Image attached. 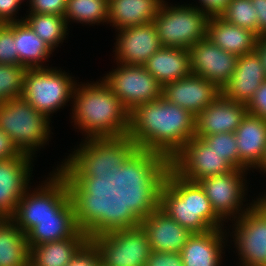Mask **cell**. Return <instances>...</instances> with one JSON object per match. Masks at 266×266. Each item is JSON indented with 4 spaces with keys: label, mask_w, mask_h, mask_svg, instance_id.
<instances>
[{
    "label": "cell",
    "mask_w": 266,
    "mask_h": 266,
    "mask_svg": "<svg viewBox=\"0 0 266 266\" xmlns=\"http://www.w3.org/2000/svg\"><path fill=\"white\" fill-rule=\"evenodd\" d=\"M153 166L128 135L85 139L57 167L74 194L95 207H118L145 194Z\"/></svg>",
    "instance_id": "cell-1"
},
{
    "label": "cell",
    "mask_w": 266,
    "mask_h": 266,
    "mask_svg": "<svg viewBox=\"0 0 266 266\" xmlns=\"http://www.w3.org/2000/svg\"><path fill=\"white\" fill-rule=\"evenodd\" d=\"M195 134L196 117L163 97L129 114L127 135L152 166L168 164Z\"/></svg>",
    "instance_id": "cell-2"
},
{
    "label": "cell",
    "mask_w": 266,
    "mask_h": 266,
    "mask_svg": "<svg viewBox=\"0 0 266 266\" xmlns=\"http://www.w3.org/2000/svg\"><path fill=\"white\" fill-rule=\"evenodd\" d=\"M145 194L191 233H204L224 226L201 186L181 178L167 164L153 166Z\"/></svg>",
    "instance_id": "cell-3"
},
{
    "label": "cell",
    "mask_w": 266,
    "mask_h": 266,
    "mask_svg": "<svg viewBox=\"0 0 266 266\" xmlns=\"http://www.w3.org/2000/svg\"><path fill=\"white\" fill-rule=\"evenodd\" d=\"M90 240L98 248L101 266H145L151 253L142 227L121 207H96Z\"/></svg>",
    "instance_id": "cell-4"
},
{
    "label": "cell",
    "mask_w": 266,
    "mask_h": 266,
    "mask_svg": "<svg viewBox=\"0 0 266 266\" xmlns=\"http://www.w3.org/2000/svg\"><path fill=\"white\" fill-rule=\"evenodd\" d=\"M99 82L76 84L71 100L74 125L86 133L85 139L126 136L130 112L103 79Z\"/></svg>",
    "instance_id": "cell-5"
},
{
    "label": "cell",
    "mask_w": 266,
    "mask_h": 266,
    "mask_svg": "<svg viewBox=\"0 0 266 266\" xmlns=\"http://www.w3.org/2000/svg\"><path fill=\"white\" fill-rule=\"evenodd\" d=\"M51 176L47 178L49 181L45 180L44 185H40L32 193L27 189L17 203L11 219L25 235L40 220L55 218L77 196L71 190L67 177L59 169Z\"/></svg>",
    "instance_id": "cell-6"
},
{
    "label": "cell",
    "mask_w": 266,
    "mask_h": 266,
    "mask_svg": "<svg viewBox=\"0 0 266 266\" xmlns=\"http://www.w3.org/2000/svg\"><path fill=\"white\" fill-rule=\"evenodd\" d=\"M49 120L22 97L0 104V129L11 138L21 153L31 157L49 140Z\"/></svg>",
    "instance_id": "cell-7"
},
{
    "label": "cell",
    "mask_w": 266,
    "mask_h": 266,
    "mask_svg": "<svg viewBox=\"0 0 266 266\" xmlns=\"http://www.w3.org/2000/svg\"><path fill=\"white\" fill-rule=\"evenodd\" d=\"M121 207L145 231L152 251L180 252L193 234L163 212L146 194Z\"/></svg>",
    "instance_id": "cell-8"
},
{
    "label": "cell",
    "mask_w": 266,
    "mask_h": 266,
    "mask_svg": "<svg viewBox=\"0 0 266 266\" xmlns=\"http://www.w3.org/2000/svg\"><path fill=\"white\" fill-rule=\"evenodd\" d=\"M190 5L169 6L165 1L162 3L153 20L162 47L189 50L206 38L209 17L198 6Z\"/></svg>",
    "instance_id": "cell-9"
},
{
    "label": "cell",
    "mask_w": 266,
    "mask_h": 266,
    "mask_svg": "<svg viewBox=\"0 0 266 266\" xmlns=\"http://www.w3.org/2000/svg\"><path fill=\"white\" fill-rule=\"evenodd\" d=\"M72 78L57 68L27 69L21 97L50 119L51 113L64 107L73 98L77 82Z\"/></svg>",
    "instance_id": "cell-10"
},
{
    "label": "cell",
    "mask_w": 266,
    "mask_h": 266,
    "mask_svg": "<svg viewBox=\"0 0 266 266\" xmlns=\"http://www.w3.org/2000/svg\"><path fill=\"white\" fill-rule=\"evenodd\" d=\"M102 79L129 112L162 97L163 86L141 65L119 63Z\"/></svg>",
    "instance_id": "cell-11"
},
{
    "label": "cell",
    "mask_w": 266,
    "mask_h": 266,
    "mask_svg": "<svg viewBox=\"0 0 266 266\" xmlns=\"http://www.w3.org/2000/svg\"><path fill=\"white\" fill-rule=\"evenodd\" d=\"M96 207L77 195L55 218L38 222L27 234V245L38 246L73 237L92 217Z\"/></svg>",
    "instance_id": "cell-12"
},
{
    "label": "cell",
    "mask_w": 266,
    "mask_h": 266,
    "mask_svg": "<svg viewBox=\"0 0 266 266\" xmlns=\"http://www.w3.org/2000/svg\"><path fill=\"white\" fill-rule=\"evenodd\" d=\"M167 165L181 178L191 182L234 169L201 137H192Z\"/></svg>",
    "instance_id": "cell-13"
},
{
    "label": "cell",
    "mask_w": 266,
    "mask_h": 266,
    "mask_svg": "<svg viewBox=\"0 0 266 266\" xmlns=\"http://www.w3.org/2000/svg\"><path fill=\"white\" fill-rule=\"evenodd\" d=\"M246 171L233 169L228 173L197 181L208 197L212 209L222 221L227 218L231 220L229 217L232 216L234 219L240 217L253 205L251 203L247 208L243 207V211L241 209L245 199V190H247L244 179Z\"/></svg>",
    "instance_id": "cell-14"
},
{
    "label": "cell",
    "mask_w": 266,
    "mask_h": 266,
    "mask_svg": "<svg viewBox=\"0 0 266 266\" xmlns=\"http://www.w3.org/2000/svg\"><path fill=\"white\" fill-rule=\"evenodd\" d=\"M232 236L242 266L266 265V217L253 204L235 219ZM235 236V237H234ZM241 266V264H240Z\"/></svg>",
    "instance_id": "cell-15"
},
{
    "label": "cell",
    "mask_w": 266,
    "mask_h": 266,
    "mask_svg": "<svg viewBox=\"0 0 266 266\" xmlns=\"http://www.w3.org/2000/svg\"><path fill=\"white\" fill-rule=\"evenodd\" d=\"M191 73L214 83L220 90L235 72L238 55L226 52L205 38L190 49Z\"/></svg>",
    "instance_id": "cell-16"
},
{
    "label": "cell",
    "mask_w": 266,
    "mask_h": 266,
    "mask_svg": "<svg viewBox=\"0 0 266 266\" xmlns=\"http://www.w3.org/2000/svg\"><path fill=\"white\" fill-rule=\"evenodd\" d=\"M33 158L20 156L0 160V218H11L30 183Z\"/></svg>",
    "instance_id": "cell-17"
},
{
    "label": "cell",
    "mask_w": 266,
    "mask_h": 266,
    "mask_svg": "<svg viewBox=\"0 0 266 266\" xmlns=\"http://www.w3.org/2000/svg\"><path fill=\"white\" fill-rule=\"evenodd\" d=\"M221 93L212 82L193 73L177 81L166 83L162 97L168 102L188 110L195 117Z\"/></svg>",
    "instance_id": "cell-18"
},
{
    "label": "cell",
    "mask_w": 266,
    "mask_h": 266,
    "mask_svg": "<svg viewBox=\"0 0 266 266\" xmlns=\"http://www.w3.org/2000/svg\"><path fill=\"white\" fill-rule=\"evenodd\" d=\"M116 62L143 66L161 47L153 22L118 30Z\"/></svg>",
    "instance_id": "cell-19"
},
{
    "label": "cell",
    "mask_w": 266,
    "mask_h": 266,
    "mask_svg": "<svg viewBox=\"0 0 266 266\" xmlns=\"http://www.w3.org/2000/svg\"><path fill=\"white\" fill-rule=\"evenodd\" d=\"M247 113L246 104L235 102L220 93L196 116L195 137L234 133Z\"/></svg>",
    "instance_id": "cell-20"
},
{
    "label": "cell",
    "mask_w": 266,
    "mask_h": 266,
    "mask_svg": "<svg viewBox=\"0 0 266 266\" xmlns=\"http://www.w3.org/2000/svg\"><path fill=\"white\" fill-rule=\"evenodd\" d=\"M266 80L263 64L256 51L238 57L235 72L221 93L235 102L248 104Z\"/></svg>",
    "instance_id": "cell-21"
},
{
    "label": "cell",
    "mask_w": 266,
    "mask_h": 266,
    "mask_svg": "<svg viewBox=\"0 0 266 266\" xmlns=\"http://www.w3.org/2000/svg\"><path fill=\"white\" fill-rule=\"evenodd\" d=\"M234 133L238 148V169H257L266 149V121L247 113Z\"/></svg>",
    "instance_id": "cell-22"
},
{
    "label": "cell",
    "mask_w": 266,
    "mask_h": 266,
    "mask_svg": "<svg viewBox=\"0 0 266 266\" xmlns=\"http://www.w3.org/2000/svg\"><path fill=\"white\" fill-rule=\"evenodd\" d=\"M91 219L73 236L29 247V266H67L90 239Z\"/></svg>",
    "instance_id": "cell-23"
},
{
    "label": "cell",
    "mask_w": 266,
    "mask_h": 266,
    "mask_svg": "<svg viewBox=\"0 0 266 266\" xmlns=\"http://www.w3.org/2000/svg\"><path fill=\"white\" fill-rule=\"evenodd\" d=\"M206 38L213 44L241 56L255 51L257 39L252 31L226 22L220 16L209 17Z\"/></svg>",
    "instance_id": "cell-24"
},
{
    "label": "cell",
    "mask_w": 266,
    "mask_h": 266,
    "mask_svg": "<svg viewBox=\"0 0 266 266\" xmlns=\"http://www.w3.org/2000/svg\"><path fill=\"white\" fill-rule=\"evenodd\" d=\"M222 229L193 233L180 251L184 266H220L224 240Z\"/></svg>",
    "instance_id": "cell-25"
},
{
    "label": "cell",
    "mask_w": 266,
    "mask_h": 266,
    "mask_svg": "<svg viewBox=\"0 0 266 266\" xmlns=\"http://www.w3.org/2000/svg\"><path fill=\"white\" fill-rule=\"evenodd\" d=\"M164 86L191 74L188 49L161 47L143 65Z\"/></svg>",
    "instance_id": "cell-26"
},
{
    "label": "cell",
    "mask_w": 266,
    "mask_h": 266,
    "mask_svg": "<svg viewBox=\"0 0 266 266\" xmlns=\"http://www.w3.org/2000/svg\"><path fill=\"white\" fill-rule=\"evenodd\" d=\"M163 0H108V22L121 30L153 22Z\"/></svg>",
    "instance_id": "cell-27"
},
{
    "label": "cell",
    "mask_w": 266,
    "mask_h": 266,
    "mask_svg": "<svg viewBox=\"0 0 266 266\" xmlns=\"http://www.w3.org/2000/svg\"><path fill=\"white\" fill-rule=\"evenodd\" d=\"M14 35L18 65L27 69L47 67L42 63L50 57L53 50L36 35L24 20L14 22Z\"/></svg>",
    "instance_id": "cell-28"
},
{
    "label": "cell",
    "mask_w": 266,
    "mask_h": 266,
    "mask_svg": "<svg viewBox=\"0 0 266 266\" xmlns=\"http://www.w3.org/2000/svg\"><path fill=\"white\" fill-rule=\"evenodd\" d=\"M0 266H29L26 235L11 218H0Z\"/></svg>",
    "instance_id": "cell-29"
},
{
    "label": "cell",
    "mask_w": 266,
    "mask_h": 266,
    "mask_svg": "<svg viewBox=\"0 0 266 266\" xmlns=\"http://www.w3.org/2000/svg\"><path fill=\"white\" fill-rule=\"evenodd\" d=\"M23 20L52 50L63 42L66 35H68V23L63 16L53 14H29Z\"/></svg>",
    "instance_id": "cell-30"
},
{
    "label": "cell",
    "mask_w": 266,
    "mask_h": 266,
    "mask_svg": "<svg viewBox=\"0 0 266 266\" xmlns=\"http://www.w3.org/2000/svg\"><path fill=\"white\" fill-rule=\"evenodd\" d=\"M64 18L68 24L71 20L89 25L108 24V0H67Z\"/></svg>",
    "instance_id": "cell-31"
},
{
    "label": "cell",
    "mask_w": 266,
    "mask_h": 266,
    "mask_svg": "<svg viewBox=\"0 0 266 266\" xmlns=\"http://www.w3.org/2000/svg\"><path fill=\"white\" fill-rule=\"evenodd\" d=\"M220 17L257 35L258 19L251 0H230Z\"/></svg>",
    "instance_id": "cell-32"
},
{
    "label": "cell",
    "mask_w": 266,
    "mask_h": 266,
    "mask_svg": "<svg viewBox=\"0 0 266 266\" xmlns=\"http://www.w3.org/2000/svg\"><path fill=\"white\" fill-rule=\"evenodd\" d=\"M26 71V67L18 64H0V104L21 97Z\"/></svg>",
    "instance_id": "cell-33"
},
{
    "label": "cell",
    "mask_w": 266,
    "mask_h": 266,
    "mask_svg": "<svg viewBox=\"0 0 266 266\" xmlns=\"http://www.w3.org/2000/svg\"><path fill=\"white\" fill-rule=\"evenodd\" d=\"M202 139L234 169H238V148L235 133H217Z\"/></svg>",
    "instance_id": "cell-34"
},
{
    "label": "cell",
    "mask_w": 266,
    "mask_h": 266,
    "mask_svg": "<svg viewBox=\"0 0 266 266\" xmlns=\"http://www.w3.org/2000/svg\"><path fill=\"white\" fill-rule=\"evenodd\" d=\"M0 64H18L16 42L14 35V22L0 23Z\"/></svg>",
    "instance_id": "cell-35"
},
{
    "label": "cell",
    "mask_w": 266,
    "mask_h": 266,
    "mask_svg": "<svg viewBox=\"0 0 266 266\" xmlns=\"http://www.w3.org/2000/svg\"><path fill=\"white\" fill-rule=\"evenodd\" d=\"M67 266H101L98 248L89 239L73 256Z\"/></svg>",
    "instance_id": "cell-36"
},
{
    "label": "cell",
    "mask_w": 266,
    "mask_h": 266,
    "mask_svg": "<svg viewBox=\"0 0 266 266\" xmlns=\"http://www.w3.org/2000/svg\"><path fill=\"white\" fill-rule=\"evenodd\" d=\"M29 14L65 15L67 0H29Z\"/></svg>",
    "instance_id": "cell-37"
},
{
    "label": "cell",
    "mask_w": 266,
    "mask_h": 266,
    "mask_svg": "<svg viewBox=\"0 0 266 266\" xmlns=\"http://www.w3.org/2000/svg\"><path fill=\"white\" fill-rule=\"evenodd\" d=\"M145 266H184L180 252L151 251Z\"/></svg>",
    "instance_id": "cell-38"
},
{
    "label": "cell",
    "mask_w": 266,
    "mask_h": 266,
    "mask_svg": "<svg viewBox=\"0 0 266 266\" xmlns=\"http://www.w3.org/2000/svg\"><path fill=\"white\" fill-rule=\"evenodd\" d=\"M249 114L260 117L266 121V80L254 93V96L247 104Z\"/></svg>",
    "instance_id": "cell-39"
},
{
    "label": "cell",
    "mask_w": 266,
    "mask_h": 266,
    "mask_svg": "<svg viewBox=\"0 0 266 266\" xmlns=\"http://www.w3.org/2000/svg\"><path fill=\"white\" fill-rule=\"evenodd\" d=\"M22 0H0V23L23 21L15 19ZM16 13V14H15ZM14 16V17H13Z\"/></svg>",
    "instance_id": "cell-40"
},
{
    "label": "cell",
    "mask_w": 266,
    "mask_h": 266,
    "mask_svg": "<svg viewBox=\"0 0 266 266\" xmlns=\"http://www.w3.org/2000/svg\"><path fill=\"white\" fill-rule=\"evenodd\" d=\"M21 154L11 138L0 129V160L14 158Z\"/></svg>",
    "instance_id": "cell-41"
},
{
    "label": "cell",
    "mask_w": 266,
    "mask_h": 266,
    "mask_svg": "<svg viewBox=\"0 0 266 266\" xmlns=\"http://www.w3.org/2000/svg\"><path fill=\"white\" fill-rule=\"evenodd\" d=\"M200 6L198 7L208 17L220 16L226 9L230 0H199ZM204 8V9H203Z\"/></svg>",
    "instance_id": "cell-42"
},
{
    "label": "cell",
    "mask_w": 266,
    "mask_h": 266,
    "mask_svg": "<svg viewBox=\"0 0 266 266\" xmlns=\"http://www.w3.org/2000/svg\"><path fill=\"white\" fill-rule=\"evenodd\" d=\"M258 19L257 36L266 37V0H251Z\"/></svg>",
    "instance_id": "cell-43"
},
{
    "label": "cell",
    "mask_w": 266,
    "mask_h": 266,
    "mask_svg": "<svg viewBox=\"0 0 266 266\" xmlns=\"http://www.w3.org/2000/svg\"><path fill=\"white\" fill-rule=\"evenodd\" d=\"M255 51L258 53L260 60L263 64L264 72L266 74V37H259Z\"/></svg>",
    "instance_id": "cell-44"
},
{
    "label": "cell",
    "mask_w": 266,
    "mask_h": 266,
    "mask_svg": "<svg viewBox=\"0 0 266 266\" xmlns=\"http://www.w3.org/2000/svg\"><path fill=\"white\" fill-rule=\"evenodd\" d=\"M257 200L253 202V204L264 214L266 217V194L260 198H256Z\"/></svg>",
    "instance_id": "cell-45"
},
{
    "label": "cell",
    "mask_w": 266,
    "mask_h": 266,
    "mask_svg": "<svg viewBox=\"0 0 266 266\" xmlns=\"http://www.w3.org/2000/svg\"><path fill=\"white\" fill-rule=\"evenodd\" d=\"M257 168L258 169L260 168L261 171L266 173V149H265L264 157L261 160V163H260V165Z\"/></svg>",
    "instance_id": "cell-46"
}]
</instances>
